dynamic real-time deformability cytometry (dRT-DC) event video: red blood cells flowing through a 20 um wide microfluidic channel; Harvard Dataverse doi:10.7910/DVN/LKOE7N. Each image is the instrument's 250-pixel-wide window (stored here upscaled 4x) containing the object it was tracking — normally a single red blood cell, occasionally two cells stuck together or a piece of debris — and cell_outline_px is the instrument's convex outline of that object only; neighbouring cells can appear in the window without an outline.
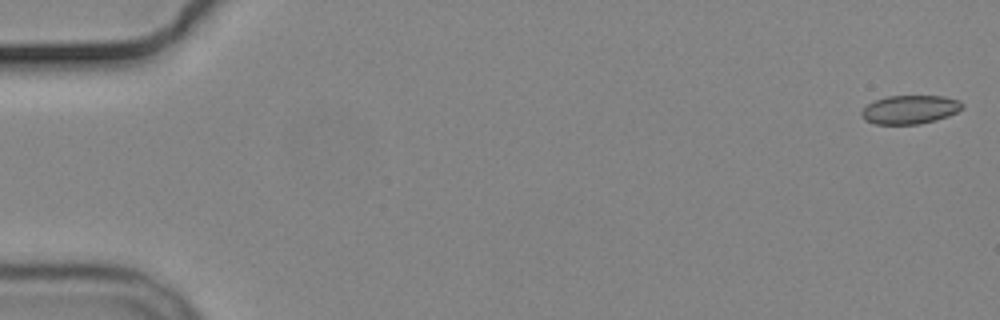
{"species": "common noctule bat (a hibernating species)", "species_latin": "Nyctalus noctula", "temperature_condition": "cold", "stored_images_in_passage": 6, "segment_of_instrument_passage": [1, 2], "camera_frame_rate_fps": 3000, "um_per_image_px": 0.085, "animal": {"sex": "male", "body_mass_g": 19.2, "forearm_length_mm": 51.8}, "frame": {"image": 1, "passage_image": 1, "time_ms": 0.0, "image_size_px": [1000, 320], "cell_outline_px": [[964, 108], [948, 116], [936, 120], [920, 124], [876, 124], [864, 120], [860, 116], [860, 112], [868, 104], [876, 100], [888, 96], [944, 96], [960, 100], [964, 104]], "centroid_in_image_um": [77.36, 9.31], "position_along_channel_um": 7.6, "area_um2": 16.94}}
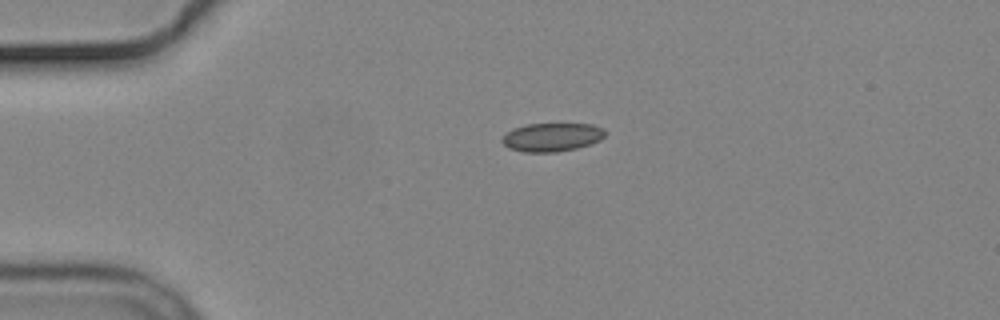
{"frame": {"image": 2, "passage_image": 4, "time_ms": 4.0, "image_size_px": [1000, 320], "cell_outline_px": [[608, 132], [600, 140], [576, 148], [556, 152], [524, 152], [508, 148], [500, 140], [508, 132], [516, 128], [528, 124], [592, 124], [604, 128]], "centroid_in_image_um": [46.94, 11.66], "position_along_channel_um": 38.1, "area_um2": 16.99}}